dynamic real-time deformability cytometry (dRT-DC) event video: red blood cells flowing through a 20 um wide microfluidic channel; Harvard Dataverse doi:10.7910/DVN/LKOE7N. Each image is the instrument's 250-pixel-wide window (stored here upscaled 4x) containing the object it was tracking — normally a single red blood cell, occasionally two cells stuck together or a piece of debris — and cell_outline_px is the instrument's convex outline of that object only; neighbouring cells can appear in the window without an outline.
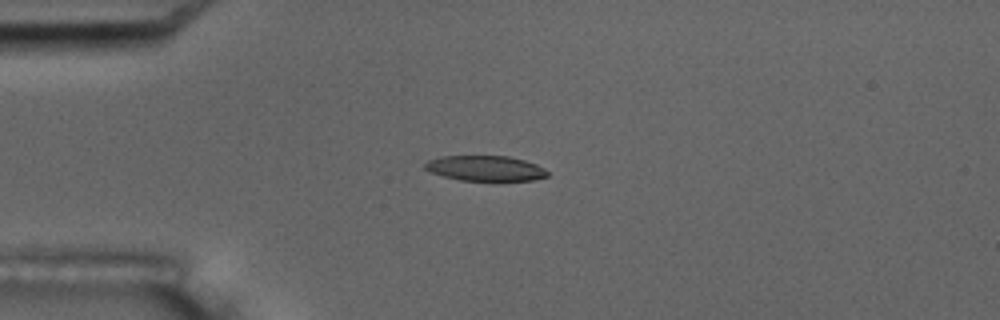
{"species": "common noctule bat (a hibernating species)", "species_latin": "Nyctalus noctula", "temperature_condition": "room temperature", "stored_images_in_passage": 8, "camera_frame_rate_fps": 3000, "um_per_image_px": 0.085, "animal": {"sex": "male", "body_mass_g": 17.5, "forearm_length_mm": 52.3}, "frame": {"image": 1, "passage_image": 5, "time_ms": 4.667, "image_size_px": [1000, 320], "cell_outline_px": [[548, 176], [532, 180], [460, 180], [444, 176], [432, 172], [424, 168], [424, 164], [428, 160], [440, 156], [508, 156], [524, 160], [536, 164], [544, 168], [548, 172]], "centroid_in_image_um": [41.25, 14.29], "position_along_channel_um": 43.7, "area_um2": 17.86}}